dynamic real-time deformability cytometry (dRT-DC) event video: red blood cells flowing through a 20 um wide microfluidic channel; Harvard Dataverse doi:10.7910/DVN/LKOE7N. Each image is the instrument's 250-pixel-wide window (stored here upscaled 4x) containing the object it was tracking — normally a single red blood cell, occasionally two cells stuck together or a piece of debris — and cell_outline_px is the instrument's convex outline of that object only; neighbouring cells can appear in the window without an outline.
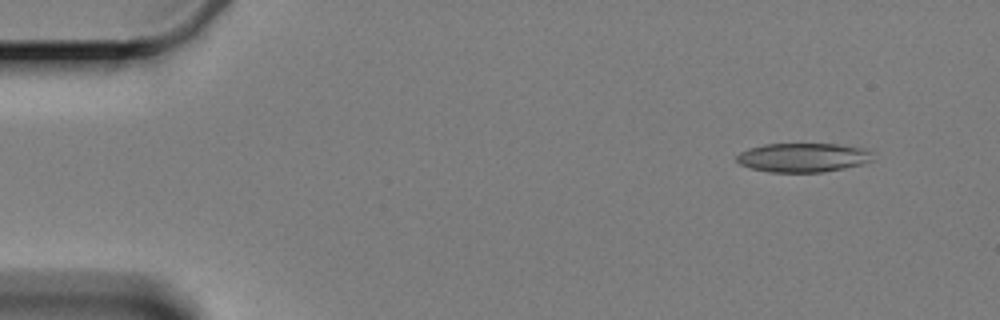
{"species": "Egyptian fruit bat (a non-hibernating species)", "species_latin": "Rousettus aegyptiacus", "temperature_condition": "cold", "stored_images_in_passage": 4, "camera_frame_rate_fps": 3000, "um_per_image_px": 0.085, "animal": {"sex": "female"}, "frame": {"image": 1, "passage_image": 1, "time_ms": 0.0, "image_size_px": [1000, 320], "cell_outline_px": [[876, 160], [864, 164], [844, 168], [820, 172], [772, 172], [752, 168], [740, 164], [736, 160], [736, 156], [740, 152], [748, 148], [764, 144], [836, 144], [864, 148], [872, 152]], "centroid_in_image_um": [68.31, 13.38], "position_along_channel_um": 16.7, "area_um2": 23.18}}